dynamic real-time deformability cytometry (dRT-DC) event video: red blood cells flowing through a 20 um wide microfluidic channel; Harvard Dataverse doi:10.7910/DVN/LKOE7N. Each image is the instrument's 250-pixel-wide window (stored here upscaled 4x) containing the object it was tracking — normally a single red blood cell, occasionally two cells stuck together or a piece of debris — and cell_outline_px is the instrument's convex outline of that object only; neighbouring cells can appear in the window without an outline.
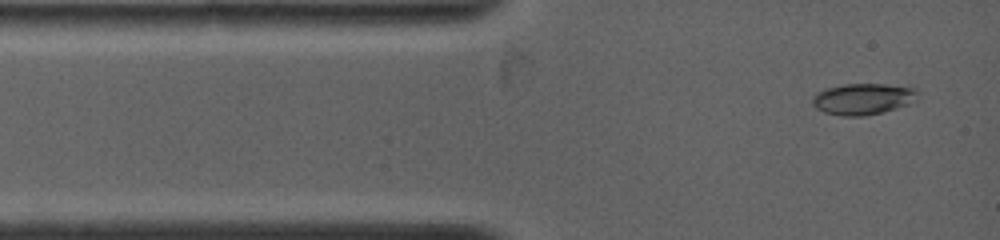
{"species": "common noctule bat (a hibernating species)", "species_latin": "Nyctalus noctula", "temperature_condition": "warm", "stored_images_in_passage": 3, "camera_frame_rate_fps": 4500, "um_per_image_px": 0.085, "animal": {"sex": "female", "body_mass_g": 19.0, "forearm_length_mm": 53.3}, "frame": {"image": 1, "passage_image": 1, "time_ms": 0.0, "image_size_px": [1000, 240], "cell_outline_px": [[920, 92], [916, 100], [908, 104], [884, 112], [864, 116], [844, 116], [824, 112], [816, 108], [812, 104], [812, 100], [816, 92], [824, 88], [844, 84], [884, 84], [916, 88]], "centroid_in_image_um": [73.36, 8.4], "position_along_channel_um": 11.6, "area_um2": 19.36}}
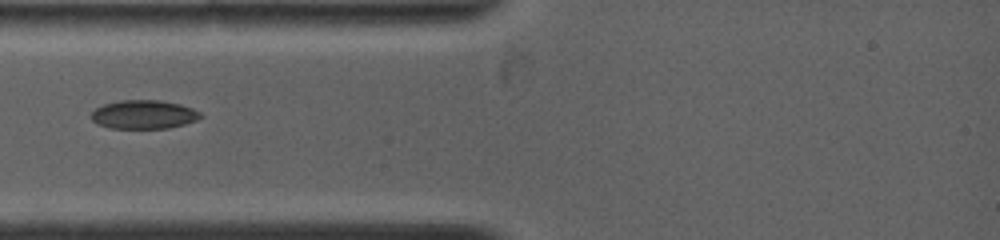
{"frame": {"image": 2, "passage_image": 3, "time_ms": 2.444, "image_size_px": [1000, 240], "cell_outline_px": [[204, 116], [196, 120], [184, 124], [168, 128], [112, 128], [100, 124], [92, 120], [92, 112], [96, 108], [104, 104], [120, 100], [160, 100], [180, 104], [192, 108], [200, 112]], "centroid_in_image_um": [12.25, 9.72], "position_along_channel_um": 72.7, "area_um2": 18.15}}